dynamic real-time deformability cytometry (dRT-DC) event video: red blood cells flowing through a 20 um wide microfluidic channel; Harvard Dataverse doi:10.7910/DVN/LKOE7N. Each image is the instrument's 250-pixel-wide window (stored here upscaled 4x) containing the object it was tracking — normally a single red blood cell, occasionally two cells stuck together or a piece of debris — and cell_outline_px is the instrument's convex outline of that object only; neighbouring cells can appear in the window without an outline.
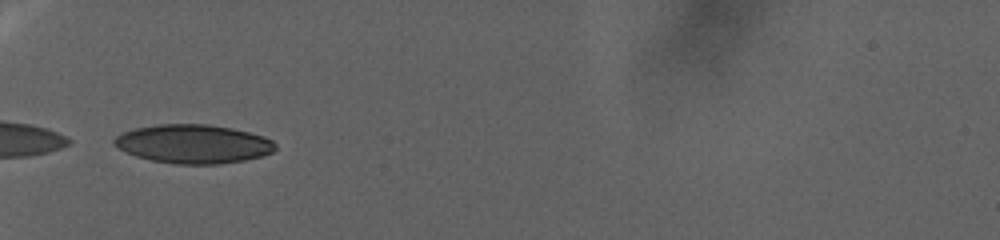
{"species": "human", "species_latin": "Homo sapiens", "temperature_condition": "warm", "stored_images_in_passage": 66, "camera_frame_rate_fps": 3000, "um_per_image_px": 0.085, "donor": {"sex": "female"}, "frame": {"image": 1, "passage_image": 1, "time_ms": 0.0, "image_size_px": [1000, 240], "cell_outline_px": [[276, 148], [272, 152], [264, 156], [244, 160], [220, 164], [176, 164], [152, 160], [136, 156], [112, 144], [112, 140], [116, 136], [124, 132], [136, 128], [156, 124], [208, 124], [232, 128], [264, 136], [272, 140], [276, 144]], "centroid_in_image_um": [16.46, 12.23], "position_along_channel_um": 68.5, "area_um2": 36.41}}
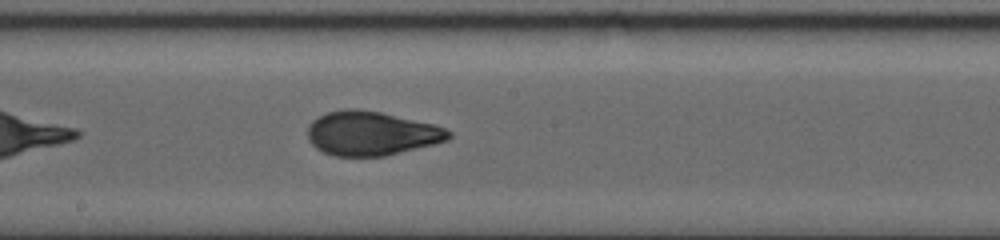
{"frame": {"image": 2, "passage_image": 25, "time_ms": 8.0, "image_size_px": [1000, 240], "cell_outline_px": [[452, 136], [448, 140], [384, 156], [332, 156], [316, 148], [308, 140], [308, 124], [312, 120], [328, 112], [344, 108], [356, 108], [380, 112], [432, 124], [444, 128], [452, 132]], "centroid_in_image_um": [31.52, 11.33], "position_along_channel_um": 216.7, "area_um2": 36.07}}
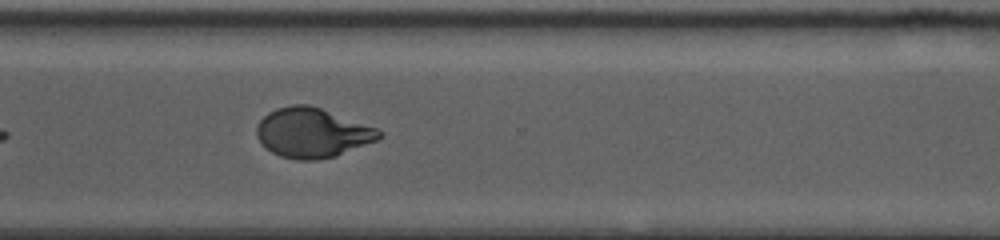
{"frame": {"image": 3, "passage_image": 44, "time_ms": 14.333, "image_size_px": [1000, 240], "cell_outline_px": [[384, 132], [376, 140], [336, 156], [316, 160], [296, 160], [280, 156], [272, 152], [256, 136], [256, 128], [260, 120], [268, 112], [276, 108], [292, 104], [308, 104], [320, 108], [376, 128]], "centroid_in_image_um": [26.52, 11.28], "position_along_channel_um": 344.1, "area_um2": 35.03}}